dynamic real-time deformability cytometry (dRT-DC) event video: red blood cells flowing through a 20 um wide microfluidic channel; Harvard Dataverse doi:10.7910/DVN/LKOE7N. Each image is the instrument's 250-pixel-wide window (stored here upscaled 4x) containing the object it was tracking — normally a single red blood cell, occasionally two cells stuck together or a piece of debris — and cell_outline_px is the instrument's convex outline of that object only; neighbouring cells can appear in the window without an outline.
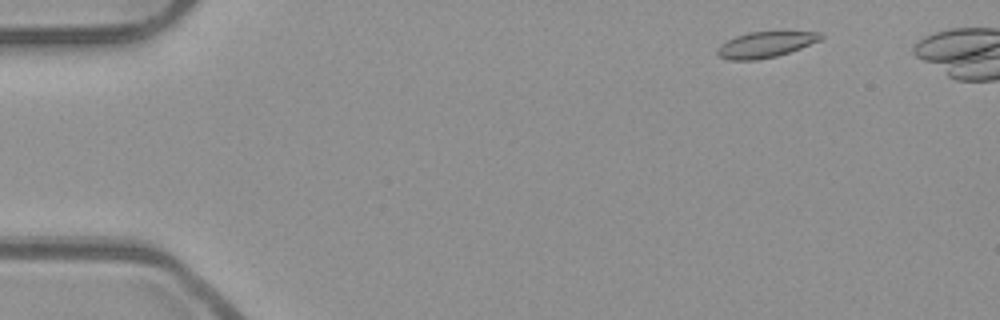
{"species": "common noctule bat (a hibernating species)", "species_latin": "Nyctalus noctula", "temperature_condition": "room temperature", "stored_images_in_passage": 45, "camera_frame_rate_fps": 3000, "um_per_image_px": 0.085, "animal": {"sex": "male", "body_mass_g": 23.1, "forearm_length_mm": 52.7}, "frame": {"image": 1, "passage_image": 4, "time_ms": 1.0, "image_size_px": [1000, 320], "cell_outline_px": [[824, 36], [820, 40], [800, 48], [776, 56], [756, 60], [728, 60], [720, 56], [716, 52], [716, 48], [720, 44], [736, 36], [748, 32], [820, 32]], "centroid_in_image_um": [65.02, 3.79], "position_along_channel_um": 20.0, "area_um2": 15.37}}
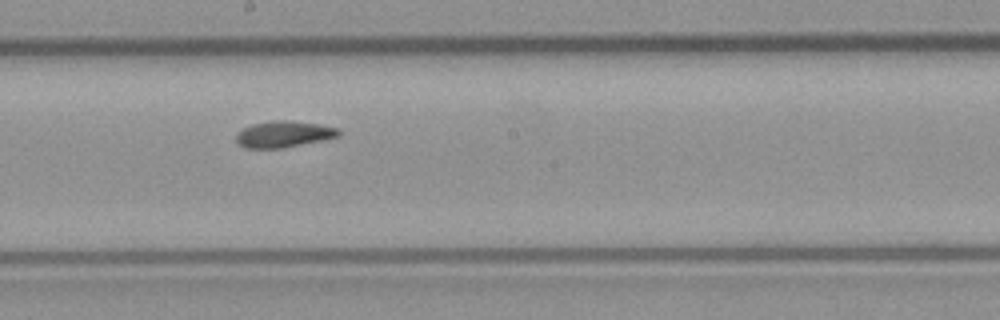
{"frame": {"image": 2, "passage_image": 27, "time_ms": 8.667, "image_size_px": [1000, 320], "cell_outline_px": [[340, 136], [280, 148], [244, 148], [236, 140], [236, 132], [252, 124], [276, 120], [288, 120], [316, 124], [340, 128]], "centroid_in_image_um": [24.09, 11.4], "position_along_channel_um": 224.1, "area_um2": 15.49}}
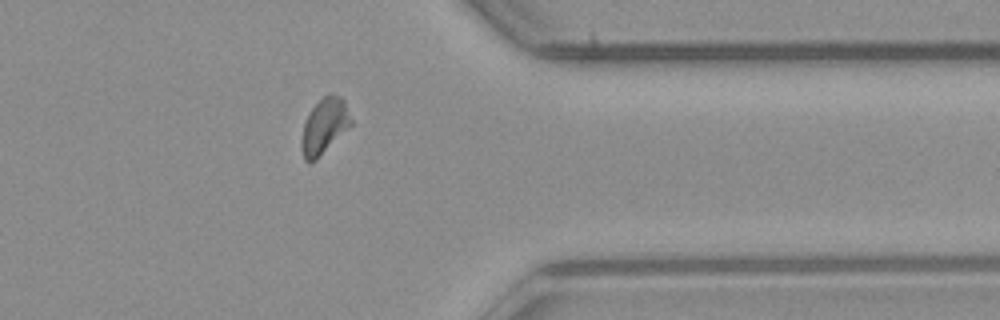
{"frame": {"image": 3, "passage_image": 40, "time_ms": 13.0, "image_size_px": [1000, 320], "cell_outline_px": [[352, 124], [316, 160], [308, 164], [304, 160], [300, 144], [300, 140], [304, 124], [308, 112], [324, 96], [340, 96], [344, 100], [352, 120]], "centroid_in_image_um": [27.54, 10.77], "position_along_channel_um": 383.9, "area_um2": 15.84}}